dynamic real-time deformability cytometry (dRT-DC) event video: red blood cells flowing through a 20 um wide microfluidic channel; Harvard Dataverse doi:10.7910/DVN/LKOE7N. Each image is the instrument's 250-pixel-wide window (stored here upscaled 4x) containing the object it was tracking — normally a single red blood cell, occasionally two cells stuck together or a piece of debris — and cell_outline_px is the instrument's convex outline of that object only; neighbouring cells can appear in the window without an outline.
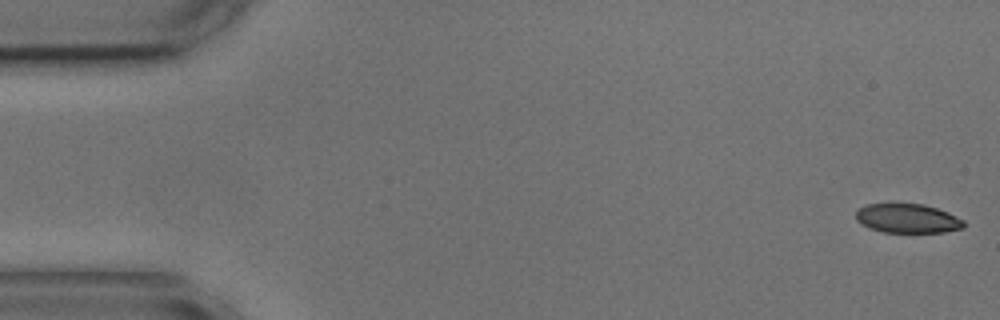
{"species": "common noctule bat (a hibernating species)", "species_latin": "Nyctalus noctula", "temperature_condition": "cold", "stored_images_in_passage": 20, "camera_frame_rate_fps": 3000, "um_per_image_px": 0.085, "animal": {"sex": "male", "body_mass_g": 17.9, "forearm_length_mm": 54.2}, "frame": {"image": 1, "passage_image": 1, "time_ms": 0.0, "image_size_px": [1000, 320], "cell_outline_px": [[964, 228], [944, 232], [884, 232], [868, 228], [856, 220], [856, 212], [860, 208], [868, 204], [892, 200], [924, 204], [948, 212], [964, 220]], "centroid_in_image_um": [77.11, 18.51], "position_along_channel_um": 7.9, "area_um2": 19.07}}